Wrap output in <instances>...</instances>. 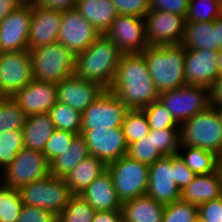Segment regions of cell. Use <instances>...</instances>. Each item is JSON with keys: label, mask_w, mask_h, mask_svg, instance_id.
I'll use <instances>...</instances> for the list:
<instances>
[{"label": "cell", "mask_w": 222, "mask_h": 222, "mask_svg": "<svg viewBox=\"0 0 222 222\" xmlns=\"http://www.w3.org/2000/svg\"><path fill=\"white\" fill-rule=\"evenodd\" d=\"M109 90L129 109H142L159 97L141 53L121 55Z\"/></svg>", "instance_id": "1"}, {"label": "cell", "mask_w": 222, "mask_h": 222, "mask_svg": "<svg viewBox=\"0 0 222 222\" xmlns=\"http://www.w3.org/2000/svg\"><path fill=\"white\" fill-rule=\"evenodd\" d=\"M122 53L106 35L100 34L83 52L75 55L74 75L109 89Z\"/></svg>", "instance_id": "2"}, {"label": "cell", "mask_w": 222, "mask_h": 222, "mask_svg": "<svg viewBox=\"0 0 222 222\" xmlns=\"http://www.w3.org/2000/svg\"><path fill=\"white\" fill-rule=\"evenodd\" d=\"M141 54L159 93L186 85V49L183 45L147 46Z\"/></svg>", "instance_id": "3"}, {"label": "cell", "mask_w": 222, "mask_h": 222, "mask_svg": "<svg viewBox=\"0 0 222 222\" xmlns=\"http://www.w3.org/2000/svg\"><path fill=\"white\" fill-rule=\"evenodd\" d=\"M29 51L34 80L57 84L74 75L75 54L59 41Z\"/></svg>", "instance_id": "4"}, {"label": "cell", "mask_w": 222, "mask_h": 222, "mask_svg": "<svg viewBox=\"0 0 222 222\" xmlns=\"http://www.w3.org/2000/svg\"><path fill=\"white\" fill-rule=\"evenodd\" d=\"M179 134L180 146L203 148L216 155L222 152V124L210 106L181 123Z\"/></svg>", "instance_id": "5"}, {"label": "cell", "mask_w": 222, "mask_h": 222, "mask_svg": "<svg viewBox=\"0 0 222 222\" xmlns=\"http://www.w3.org/2000/svg\"><path fill=\"white\" fill-rule=\"evenodd\" d=\"M23 204L51 211L58 216L72 194L64 178L50 174L19 189Z\"/></svg>", "instance_id": "6"}, {"label": "cell", "mask_w": 222, "mask_h": 222, "mask_svg": "<svg viewBox=\"0 0 222 222\" xmlns=\"http://www.w3.org/2000/svg\"><path fill=\"white\" fill-rule=\"evenodd\" d=\"M121 203L146 195L149 166L124 155L107 165Z\"/></svg>", "instance_id": "7"}, {"label": "cell", "mask_w": 222, "mask_h": 222, "mask_svg": "<svg viewBox=\"0 0 222 222\" xmlns=\"http://www.w3.org/2000/svg\"><path fill=\"white\" fill-rule=\"evenodd\" d=\"M0 173V184L19 189L49 176L50 163L43 152L23 148L14 161Z\"/></svg>", "instance_id": "8"}, {"label": "cell", "mask_w": 222, "mask_h": 222, "mask_svg": "<svg viewBox=\"0 0 222 222\" xmlns=\"http://www.w3.org/2000/svg\"><path fill=\"white\" fill-rule=\"evenodd\" d=\"M158 99L179 124L210 106L208 88L201 86L184 85L163 91L159 93Z\"/></svg>", "instance_id": "9"}, {"label": "cell", "mask_w": 222, "mask_h": 222, "mask_svg": "<svg viewBox=\"0 0 222 222\" xmlns=\"http://www.w3.org/2000/svg\"><path fill=\"white\" fill-rule=\"evenodd\" d=\"M32 80L29 50L0 53V96L13 97Z\"/></svg>", "instance_id": "10"}, {"label": "cell", "mask_w": 222, "mask_h": 222, "mask_svg": "<svg viewBox=\"0 0 222 222\" xmlns=\"http://www.w3.org/2000/svg\"><path fill=\"white\" fill-rule=\"evenodd\" d=\"M129 108L109 89L83 113L81 130L120 128Z\"/></svg>", "instance_id": "11"}, {"label": "cell", "mask_w": 222, "mask_h": 222, "mask_svg": "<svg viewBox=\"0 0 222 222\" xmlns=\"http://www.w3.org/2000/svg\"><path fill=\"white\" fill-rule=\"evenodd\" d=\"M145 37L148 46L180 44L186 19L167 11L149 10L144 16Z\"/></svg>", "instance_id": "12"}, {"label": "cell", "mask_w": 222, "mask_h": 222, "mask_svg": "<svg viewBox=\"0 0 222 222\" xmlns=\"http://www.w3.org/2000/svg\"><path fill=\"white\" fill-rule=\"evenodd\" d=\"M32 0H26L0 22V53L29 50Z\"/></svg>", "instance_id": "13"}, {"label": "cell", "mask_w": 222, "mask_h": 222, "mask_svg": "<svg viewBox=\"0 0 222 222\" xmlns=\"http://www.w3.org/2000/svg\"><path fill=\"white\" fill-rule=\"evenodd\" d=\"M106 35L122 54H138L148 46L142 17L118 14Z\"/></svg>", "instance_id": "14"}, {"label": "cell", "mask_w": 222, "mask_h": 222, "mask_svg": "<svg viewBox=\"0 0 222 222\" xmlns=\"http://www.w3.org/2000/svg\"><path fill=\"white\" fill-rule=\"evenodd\" d=\"M175 155L163 156L149 166L146 195L163 205L180 200L181 190L175 183Z\"/></svg>", "instance_id": "15"}, {"label": "cell", "mask_w": 222, "mask_h": 222, "mask_svg": "<svg viewBox=\"0 0 222 222\" xmlns=\"http://www.w3.org/2000/svg\"><path fill=\"white\" fill-rule=\"evenodd\" d=\"M99 35L75 8L62 11L58 41L75 55L85 51Z\"/></svg>", "instance_id": "16"}, {"label": "cell", "mask_w": 222, "mask_h": 222, "mask_svg": "<svg viewBox=\"0 0 222 222\" xmlns=\"http://www.w3.org/2000/svg\"><path fill=\"white\" fill-rule=\"evenodd\" d=\"M90 155L98 158L106 165L127 155L128 145L122 128L81 130Z\"/></svg>", "instance_id": "17"}, {"label": "cell", "mask_w": 222, "mask_h": 222, "mask_svg": "<svg viewBox=\"0 0 222 222\" xmlns=\"http://www.w3.org/2000/svg\"><path fill=\"white\" fill-rule=\"evenodd\" d=\"M57 101L83 113L106 90L101 84L73 75L56 84Z\"/></svg>", "instance_id": "18"}, {"label": "cell", "mask_w": 222, "mask_h": 222, "mask_svg": "<svg viewBox=\"0 0 222 222\" xmlns=\"http://www.w3.org/2000/svg\"><path fill=\"white\" fill-rule=\"evenodd\" d=\"M218 78V51L186 49V85L209 86Z\"/></svg>", "instance_id": "19"}, {"label": "cell", "mask_w": 222, "mask_h": 222, "mask_svg": "<svg viewBox=\"0 0 222 222\" xmlns=\"http://www.w3.org/2000/svg\"><path fill=\"white\" fill-rule=\"evenodd\" d=\"M61 20L62 11L44 8L32 1L29 50L58 41Z\"/></svg>", "instance_id": "20"}, {"label": "cell", "mask_w": 222, "mask_h": 222, "mask_svg": "<svg viewBox=\"0 0 222 222\" xmlns=\"http://www.w3.org/2000/svg\"><path fill=\"white\" fill-rule=\"evenodd\" d=\"M13 98L26 116L49 113L57 102L56 83L32 80Z\"/></svg>", "instance_id": "21"}, {"label": "cell", "mask_w": 222, "mask_h": 222, "mask_svg": "<svg viewBox=\"0 0 222 222\" xmlns=\"http://www.w3.org/2000/svg\"><path fill=\"white\" fill-rule=\"evenodd\" d=\"M95 211L121 210L110 172H102L81 194Z\"/></svg>", "instance_id": "22"}, {"label": "cell", "mask_w": 222, "mask_h": 222, "mask_svg": "<svg viewBox=\"0 0 222 222\" xmlns=\"http://www.w3.org/2000/svg\"><path fill=\"white\" fill-rule=\"evenodd\" d=\"M222 197V180L217 171L195 175L194 179L181 190L180 199L194 205Z\"/></svg>", "instance_id": "23"}, {"label": "cell", "mask_w": 222, "mask_h": 222, "mask_svg": "<svg viewBox=\"0 0 222 222\" xmlns=\"http://www.w3.org/2000/svg\"><path fill=\"white\" fill-rule=\"evenodd\" d=\"M75 9L100 34H106L118 15L112 0H78Z\"/></svg>", "instance_id": "24"}, {"label": "cell", "mask_w": 222, "mask_h": 222, "mask_svg": "<svg viewBox=\"0 0 222 222\" xmlns=\"http://www.w3.org/2000/svg\"><path fill=\"white\" fill-rule=\"evenodd\" d=\"M180 44L185 49L218 51L217 19L211 22H185Z\"/></svg>", "instance_id": "25"}, {"label": "cell", "mask_w": 222, "mask_h": 222, "mask_svg": "<svg viewBox=\"0 0 222 222\" xmlns=\"http://www.w3.org/2000/svg\"><path fill=\"white\" fill-rule=\"evenodd\" d=\"M165 205L148 195L122 203V222H162Z\"/></svg>", "instance_id": "26"}, {"label": "cell", "mask_w": 222, "mask_h": 222, "mask_svg": "<svg viewBox=\"0 0 222 222\" xmlns=\"http://www.w3.org/2000/svg\"><path fill=\"white\" fill-rule=\"evenodd\" d=\"M55 127L49 113L27 116L23 131L24 148L43 152Z\"/></svg>", "instance_id": "27"}, {"label": "cell", "mask_w": 222, "mask_h": 222, "mask_svg": "<svg viewBox=\"0 0 222 222\" xmlns=\"http://www.w3.org/2000/svg\"><path fill=\"white\" fill-rule=\"evenodd\" d=\"M106 169L104 162L89 155L78 163L64 180L72 195H80Z\"/></svg>", "instance_id": "28"}, {"label": "cell", "mask_w": 222, "mask_h": 222, "mask_svg": "<svg viewBox=\"0 0 222 222\" xmlns=\"http://www.w3.org/2000/svg\"><path fill=\"white\" fill-rule=\"evenodd\" d=\"M90 155L85 139L77 134L69 148L50 162V174L65 178L78 163Z\"/></svg>", "instance_id": "29"}, {"label": "cell", "mask_w": 222, "mask_h": 222, "mask_svg": "<svg viewBox=\"0 0 222 222\" xmlns=\"http://www.w3.org/2000/svg\"><path fill=\"white\" fill-rule=\"evenodd\" d=\"M177 154L195 175L216 171L217 155L214 152L193 146H180Z\"/></svg>", "instance_id": "30"}, {"label": "cell", "mask_w": 222, "mask_h": 222, "mask_svg": "<svg viewBox=\"0 0 222 222\" xmlns=\"http://www.w3.org/2000/svg\"><path fill=\"white\" fill-rule=\"evenodd\" d=\"M55 129L80 134L82 113L72 109L69 105L56 102L49 111Z\"/></svg>", "instance_id": "31"}, {"label": "cell", "mask_w": 222, "mask_h": 222, "mask_svg": "<svg viewBox=\"0 0 222 222\" xmlns=\"http://www.w3.org/2000/svg\"><path fill=\"white\" fill-rule=\"evenodd\" d=\"M127 145L140 140L149 131V122L142 109H129L121 125Z\"/></svg>", "instance_id": "32"}, {"label": "cell", "mask_w": 222, "mask_h": 222, "mask_svg": "<svg viewBox=\"0 0 222 222\" xmlns=\"http://www.w3.org/2000/svg\"><path fill=\"white\" fill-rule=\"evenodd\" d=\"M26 117L13 97L0 96V134L8 130H22Z\"/></svg>", "instance_id": "33"}, {"label": "cell", "mask_w": 222, "mask_h": 222, "mask_svg": "<svg viewBox=\"0 0 222 222\" xmlns=\"http://www.w3.org/2000/svg\"><path fill=\"white\" fill-rule=\"evenodd\" d=\"M96 211L80 195H72L57 222H92Z\"/></svg>", "instance_id": "34"}, {"label": "cell", "mask_w": 222, "mask_h": 222, "mask_svg": "<svg viewBox=\"0 0 222 222\" xmlns=\"http://www.w3.org/2000/svg\"><path fill=\"white\" fill-rule=\"evenodd\" d=\"M221 0H190L186 22H211L220 17Z\"/></svg>", "instance_id": "35"}, {"label": "cell", "mask_w": 222, "mask_h": 222, "mask_svg": "<svg viewBox=\"0 0 222 222\" xmlns=\"http://www.w3.org/2000/svg\"><path fill=\"white\" fill-rule=\"evenodd\" d=\"M23 148L22 130H8L0 134V172L14 161Z\"/></svg>", "instance_id": "36"}, {"label": "cell", "mask_w": 222, "mask_h": 222, "mask_svg": "<svg viewBox=\"0 0 222 222\" xmlns=\"http://www.w3.org/2000/svg\"><path fill=\"white\" fill-rule=\"evenodd\" d=\"M22 206L19 190L0 184V219L2 222H16Z\"/></svg>", "instance_id": "37"}, {"label": "cell", "mask_w": 222, "mask_h": 222, "mask_svg": "<svg viewBox=\"0 0 222 222\" xmlns=\"http://www.w3.org/2000/svg\"><path fill=\"white\" fill-rule=\"evenodd\" d=\"M142 110L147 116L151 130L179 128L180 126V124L173 118L172 113L160 102L159 99L142 108Z\"/></svg>", "instance_id": "38"}, {"label": "cell", "mask_w": 222, "mask_h": 222, "mask_svg": "<svg viewBox=\"0 0 222 222\" xmlns=\"http://www.w3.org/2000/svg\"><path fill=\"white\" fill-rule=\"evenodd\" d=\"M127 156L148 166L163 157L155 148L151 129L146 136L128 146Z\"/></svg>", "instance_id": "39"}, {"label": "cell", "mask_w": 222, "mask_h": 222, "mask_svg": "<svg viewBox=\"0 0 222 222\" xmlns=\"http://www.w3.org/2000/svg\"><path fill=\"white\" fill-rule=\"evenodd\" d=\"M198 214L197 205L180 199L165 205L162 222H194Z\"/></svg>", "instance_id": "40"}, {"label": "cell", "mask_w": 222, "mask_h": 222, "mask_svg": "<svg viewBox=\"0 0 222 222\" xmlns=\"http://www.w3.org/2000/svg\"><path fill=\"white\" fill-rule=\"evenodd\" d=\"M155 148L163 156L177 155L180 147L179 128L151 130Z\"/></svg>", "instance_id": "41"}, {"label": "cell", "mask_w": 222, "mask_h": 222, "mask_svg": "<svg viewBox=\"0 0 222 222\" xmlns=\"http://www.w3.org/2000/svg\"><path fill=\"white\" fill-rule=\"evenodd\" d=\"M76 135L74 132L55 129L43 149L47 161L50 163L57 156L63 154L70 147Z\"/></svg>", "instance_id": "42"}, {"label": "cell", "mask_w": 222, "mask_h": 222, "mask_svg": "<svg viewBox=\"0 0 222 222\" xmlns=\"http://www.w3.org/2000/svg\"><path fill=\"white\" fill-rule=\"evenodd\" d=\"M118 14L142 17L150 10V0H112Z\"/></svg>", "instance_id": "43"}, {"label": "cell", "mask_w": 222, "mask_h": 222, "mask_svg": "<svg viewBox=\"0 0 222 222\" xmlns=\"http://www.w3.org/2000/svg\"><path fill=\"white\" fill-rule=\"evenodd\" d=\"M16 222H57V216L51 211L23 204Z\"/></svg>", "instance_id": "44"}, {"label": "cell", "mask_w": 222, "mask_h": 222, "mask_svg": "<svg viewBox=\"0 0 222 222\" xmlns=\"http://www.w3.org/2000/svg\"><path fill=\"white\" fill-rule=\"evenodd\" d=\"M198 213L203 222H222V197L199 205Z\"/></svg>", "instance_id": "45"}, {"label": "cell", "mask_w": 222, "mask_h": 222, "mask_svg": "<svg viewBox=\"0 0 222 222\" xmlns=\"http://www.w3.org/2000/svg\"><path fill=\"white\" fill-rule=\"evenodd\" d=\"M190 0H150V10L167 11L186 17Z\"/></svg>", "instance_id": "46"}, {"label": "cell", "mask_w": 222, "mask_h": 222, "mask_svg": "<svg viewBox=\"0 0 222 222\" xmlns=\"http://www.w3.org/2000/svg\"><path fill=\"white\" fill-rule=\"evenodd\" d=\"M175 168V183L182 190L194 179L195 173L185 165L178 154L175 155Z\"/></svg>", "instance_id": "47"}, {"label": "cell", "mask_w": 222, "mask_h": 222, "mask_svg": "<svg viewBox=\"0 0 222 222\" xmlns=\"http://www.w3.org/2000/svg\"><path fill=\"white\" fill-rule=\"evenodd\" d=\"M36 5L47 9L66 11L73 9L78 0H32Z\"/></svg>", "instance_id": "48"}, {"label": "cell", "mask_w": 222, "mask_h": 222, "mask_svg": "<svg viewBox=\"0 0 222 222\" xmlns=\"http://www.w3.org/2000/svg\"><path fill=\"white\" fill-rule=\"evenodd\" d=\"M210 107L222 105V77H218L208 88Z\"/></svg>", "instance_id": "49"}, {"label": "cell", "mask_w": 222, "mask_h": 222, "mask_svg": "<svg viewBox=\"0 0 222 222\" xmlns=\"http://www.w3.org/2000/svg\"><path fill=\"white\" fill-rule=\"evenodd\" d=\"M92 222H122L121 210L96 211Z\"/></svg>", "instance_id": "50"}, {"label": "cell", "mask_w": 222, "mask_h": 222, "mask_svg": "<svg viewBox=\"0 0 222 222\" xmlns=\"http://www.w3.org/2000/svg\"><path fill=\"white\" fill-rule=\"evenodd\" d=\"M26 0H0V22Z\"/></svg>", "instance_id": "51"}, {"label": "cell", "mask_w": 222, "mask_h": 222, "mask_svg": "<svg viewBox=\"0 0 222 222\" xmlns=\"http://www.w3.org/2000/svg\"><path fill=\"white\" fill-rule=\"evenodd\" d=\"M217 42H218V51L222 49V18H217Z\"/></svg>", "instance_id": "52"}, {"label": "cell", "mask_w": 222, "mask_h": 222, "mask_svg": "<svg viewBox=\"0 0 222 222\" xmlns=\"http://www.w3.org/2000/svg\"><path fill=\"white\" fill-rule=\"evenodd\" d=\"M216 171L218 172L219 177L222 180V152L219 155H217Z\"/></svg>", "instance_id": "53"}, {"label": "cell", "mask_w": 222, "mask_h": 222, "mask_svg": "<svg viewBox=\"0 0 222 222\" xmlns=\"http://www.w3.org/2000/svg\"><path fill=\"white\" fill-rule=\"evenodd\" d=\"M218 77H222V49L218 51Z\"/></svg>", "instance_id": "54"}, {"label": "cell", "mask_w": 222, "mask_h": 222, "mask_svg": "<svg viewBox=\"0 0 222 222\" xmlns=\"http://www.w3.org/2000/svg\"><path fill=\"white\" fill-rule=\"evenodd\" d=\"M212 108L215 110L217 117L222 124V105L213 106Z\"/></svg>", "instance_id": "55"}, {"label": "cell", "mask_w": 222, "mask_h": 222, "mask_svg": "<svg viewBox=\"0 0 222 222\" xmlns=\"http://www.w3.org/2000/svg\"><path fill=\"white\" fill-rule=\"evenodd\" d=\"M194 222H203V221L200 218H198Z\"/></svg>", "instance_id": "56"}]
</instances>
